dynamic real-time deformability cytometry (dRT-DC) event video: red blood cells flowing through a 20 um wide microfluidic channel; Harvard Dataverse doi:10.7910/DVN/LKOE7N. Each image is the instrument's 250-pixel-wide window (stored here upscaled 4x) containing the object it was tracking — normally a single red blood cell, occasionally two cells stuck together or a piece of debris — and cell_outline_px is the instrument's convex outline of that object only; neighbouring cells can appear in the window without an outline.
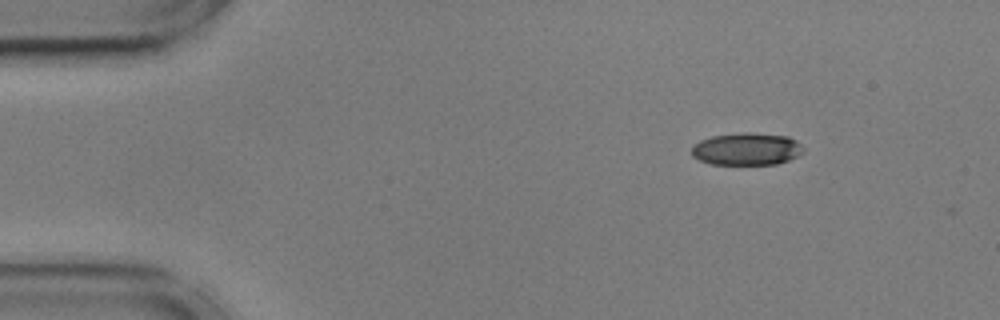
{"species": "common noctule bat (a hibernating species)", "species_latin": "Nyctalus noctula", "temperature_condition": "cold", "stored_images_in_passage": 2, "camera_frame_rate_fps": 3000, "um_per_image_px": 0.085, "animal": {"sex": "male", "body_mass_g": 17.9, "forearm_length_mm": 54.2}, "frame": {"image": 1, "passage_image": 1, "time_ms": 0.0, "image_size_px": [1000, 320], "cell_outline_px": [[804, 152], [788, 160], [776, 164], [712, 164], [700, 160], [692, 156], [692, 148], [700, 140], [712, 136], [744, 132], [748, 132], [788, 136], [796, 140], [804, 148]], "centroid_in_image_um": [63.49, 12.66], "position_along_channel_um": 21.5, "area_um2": 20.98}}